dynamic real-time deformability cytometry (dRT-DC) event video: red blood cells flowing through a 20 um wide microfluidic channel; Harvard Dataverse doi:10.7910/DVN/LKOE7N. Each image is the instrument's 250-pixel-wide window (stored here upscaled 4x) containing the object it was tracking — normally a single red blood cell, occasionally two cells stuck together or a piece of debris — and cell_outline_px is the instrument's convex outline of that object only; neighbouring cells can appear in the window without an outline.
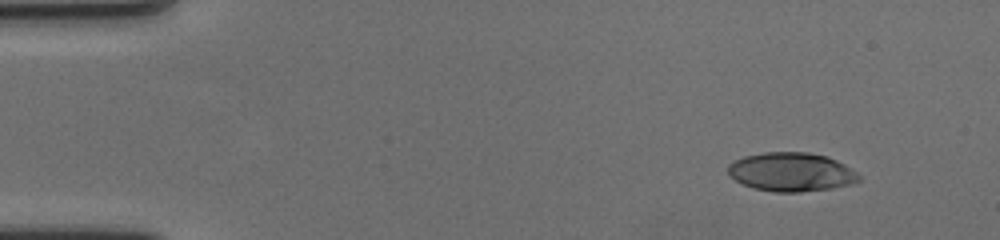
{"species": "human", "species_latin": "Homo sapiens", "temperature_condition": "cold", "stored_images_in_passage": 54, "camera_frame_rate_fps": 3000, "um_per_image_px": 0.085, "donor": {"sex": "female"}, "frame": {"image": 1, "passage_image": 1, "time_ms": 0.0, "image_size_px": [1000, 240], "cell_outline_px": [[860, 180], [848, 184], [828, 188], [800, 192], [776, 192], [752, 188], [736, 180], [728, 172], [728, 164], [744, 156], [764, 152], [808, 152], [824, 156], [836, 160], [856, 172], [860, 176]], "centroid_in_image_um": [67.23, 14.61], "position_along_channel_um": 17.8, "area_um2": 29.19}}
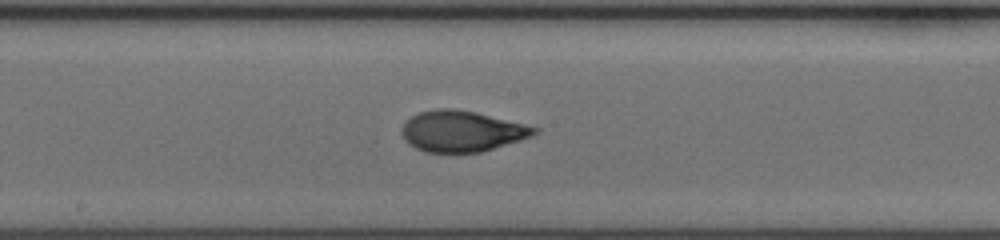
{"frame": {"image": 2, "passage_image": 27, "time_ms": 8.667, "image_size_px": [1000, 240], "cell_outline_px": [[540, 132], [532, 136], [520, 140], [480, 152], [424, 152], [408, 144], [404, 136], [404, 124], [412, 116], [420, 112], [436, 108], [452, 108], [476, 112], [540, 128]], "centroid_in_image_um": [39.29, 11.15], "position_along_channel_um": 208.9, "area_um2": 31.27}}
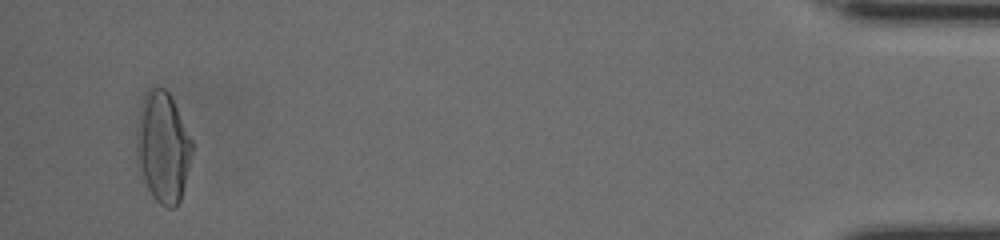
{"frame": {"image": 3, "passage_image": 52, "time_ms": 17.0, "image_size_px": [1000, 240], "cell_outline_px": [[192, 152], [180, 200], [172, 208], [168, 208], [160, 204], [156, 200], [148, 188], [144, 180], [136, 148], [140, 112], [148, 92], [152, 88], [164, 88], [168, 92], [192, 140]], "centroid_in_image_um": [13.87, 12.55], "position_along_channel_um": 421.3, "area_um2": 34.22}, "authors_computed_cell_mechanics": {"area_um2": 31.1253, "velocity_mm_per_s": 3.5046, "shape_relaxation_time_tau1_ms": 5.2298, "shape_relaxation_time_tau2_ms": 1.3443, "deformation_change_tau1": 0.2332, "deformation_change_tau2": 0.0687}}